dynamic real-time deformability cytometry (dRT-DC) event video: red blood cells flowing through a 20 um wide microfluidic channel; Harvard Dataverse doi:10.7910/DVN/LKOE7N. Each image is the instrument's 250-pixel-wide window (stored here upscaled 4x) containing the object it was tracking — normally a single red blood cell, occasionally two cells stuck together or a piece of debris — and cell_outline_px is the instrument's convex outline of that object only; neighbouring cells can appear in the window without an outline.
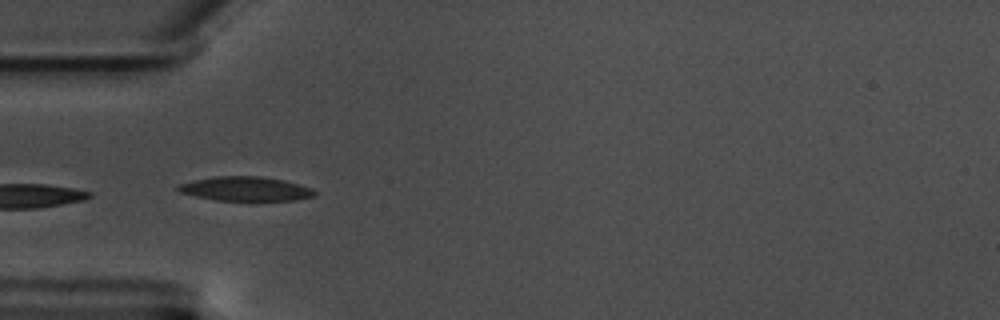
{"species": "common noctule bat (a hibernating species)", "species_latin": "Nyctalus noctula", "temperature_condition": "warm", "stored_images_in_passage": 35, "camera_frame_rate_fps": 3000, "um_per_image_px": 0.085, "animal": {"sex": "male", "body_mass_g": 17.5, "forearm_length_mm": 52.3}, "frame": {"image": 1, "passage_image": 1, "time_ms": 0.0, "image_size_px": [1000, 320], "cell_outline_px": [[316, 192], [312, 196], [296, 200], [216, 200], [196, 196], [180, 192], [176, 188], [180, 184], [192, 180], [216, 176], [260, 176], [284, 180], [312, 188]], "centroid_in_image_um": [20.86, 16.04], "position_along_channel_um": 64.1, "area_um2": 19.07}}
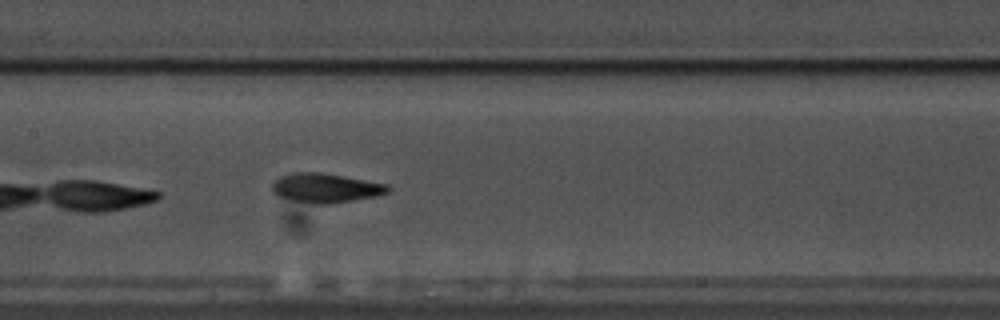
{"frame": {"image": 2, "passage_image": 11, "time_ms": 3.333, "image_size_px": [1000, 320], "cell_outline_px": [[392, 188], [388, 192], [376, 196], [332, 204], [312, 204], [292, 200], [280, 196], [272, 192], [272, 184], [280, 176], [292, 172], [320, 172], [344, 176], [388, 184]], "centroid_in_image_um": [27.69, 15.98], "position_along_channel_um": 179.7, "area_um2": 19.88}, "authors_computed_cell_mechanics": {"area_um2": 19.074, "velocity_mm_per_s": 3.5074, "shape_relaxation_time_tau1_ms": 3.6907, "shape_relaxation_time_tau2_ms": 2.5399, "deformation_change_tau1": 0.1502, "deformation_change_tau2": 0.0904}}